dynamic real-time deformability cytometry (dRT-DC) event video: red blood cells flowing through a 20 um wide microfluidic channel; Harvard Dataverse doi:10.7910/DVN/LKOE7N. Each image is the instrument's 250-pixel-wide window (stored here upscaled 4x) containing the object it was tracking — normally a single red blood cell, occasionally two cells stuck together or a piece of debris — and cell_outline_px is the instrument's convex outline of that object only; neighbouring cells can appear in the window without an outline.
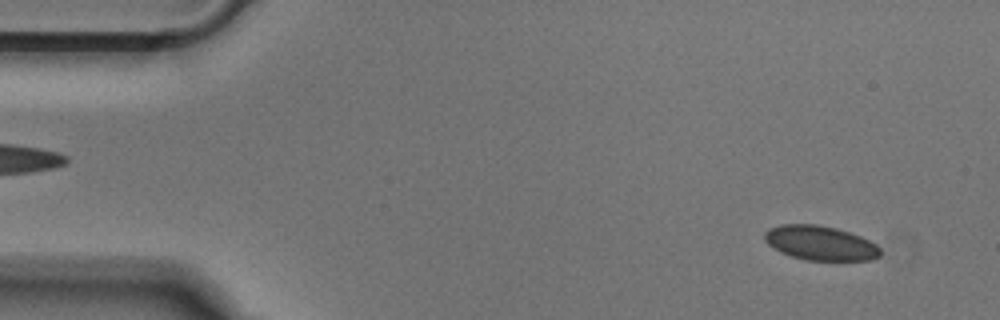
{"species": "Egyptian fruit bat (a non-hibernating species)", "species_latin": "Rousettus aegyptiacus", "temperature_condition": "cold", "stored_images_in_passage": 48, "camera_frame_rate_fps": 3000, "um_per_image_px": 0.085, "animal": {"sex": "male"}, "frame": {"image": 1, "passage_image": 1, "time_ms": 0.0, "image_size_px": [1000, 320], "cell_outline_px": [[880, 256], [872, 260], [804, 260], [780, 252], [768, 244], [764, 240], [764, 232], [768, 228], [780, 224], [816, 224], [836, 228], [860, 236], [876, 244], [880, 248]], "centroid_in_image_um": [69.7, 20.65], "position_along_channel_um": 15.3, "area_um2": 23.29}}
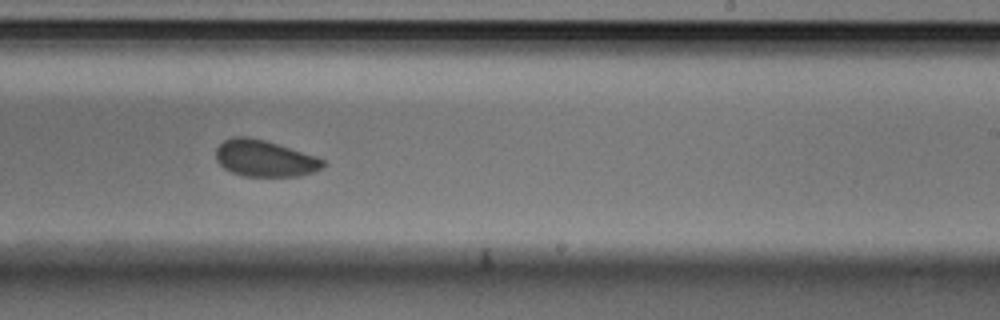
{"frame": {"image": 2, "passage_image": 28, "time_ms": 9.0, "image_size_px": [1000, 320], "cell_outline_px": [[324, 168], [316, 172], [300, 176], [244, 176], [232, 172], [224, 168], [216, 160], [216, 148], [224, 140], [232, 136], [248, 136], [264, 140], [316, 156], [324, 160]], "centroid_in_image_um": [22.5, 13.47], "position_along_channel_um": 266.5, "area_um2": 22.83}}
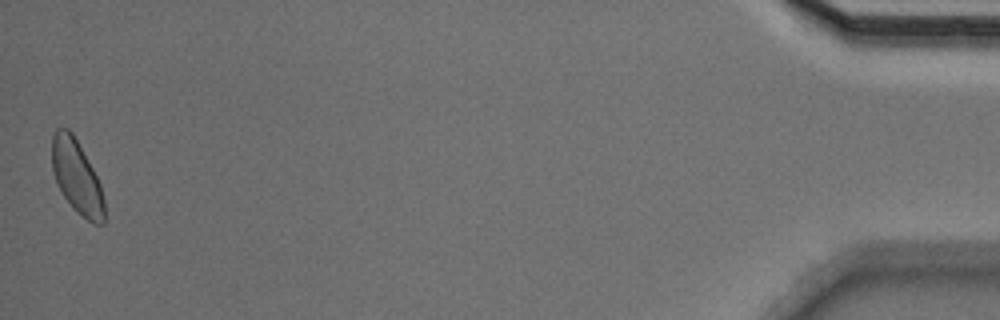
{"frame": {"image": 3, "passage_image": 48, "time_ms": 15.667, "image_size_px": [1000, 320], "cell_outline_px": [[104, 224], [92, 224], [64, 196], [56, 184], [52, 168], [52, 136], [56, 128], [68, 128], [72, 132], [92, 168], [100, 184], [104, 200]], "centroid_in_image_um": [6.51, 15.0], "position_along_channel_um": 428.7, "area_um2": 21.91}}